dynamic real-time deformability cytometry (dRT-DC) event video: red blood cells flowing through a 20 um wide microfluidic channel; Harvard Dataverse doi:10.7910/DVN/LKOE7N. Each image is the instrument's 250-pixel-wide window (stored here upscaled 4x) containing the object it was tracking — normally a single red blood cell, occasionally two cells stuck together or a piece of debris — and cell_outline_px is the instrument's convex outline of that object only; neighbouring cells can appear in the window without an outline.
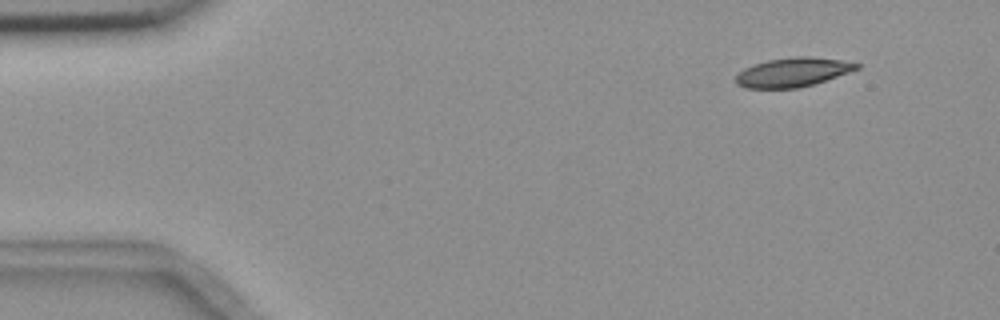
{"species": "common noctule bat (a hibernating species)", "species_latin": "Nyctalus noctula", "temperature_condition": "room temperature", "stored_images_in_passage": 6, "camera_frame_rate_fps": 3000, "um_per_image_px": 0.085, "animal": {"sex": "female", "body_mass_g": 18.4}, "frame": {"image": 1, "passage_image": 6, "time_ms": 6.0, "image_size_px": [1000, 320], "cell_outline_px": [[860, 68], [812, 84], [796, 88], [744, 88], [736, 84], [736, 76], [744, 68], [752, 64], [768, 60], [796, 56], [812, 56], [840, 60], [860, 64]], "centroid_in_image_um": [67.34, 6.13], "position_along_channel_um": 17.7, "area_um2": 20.29}}